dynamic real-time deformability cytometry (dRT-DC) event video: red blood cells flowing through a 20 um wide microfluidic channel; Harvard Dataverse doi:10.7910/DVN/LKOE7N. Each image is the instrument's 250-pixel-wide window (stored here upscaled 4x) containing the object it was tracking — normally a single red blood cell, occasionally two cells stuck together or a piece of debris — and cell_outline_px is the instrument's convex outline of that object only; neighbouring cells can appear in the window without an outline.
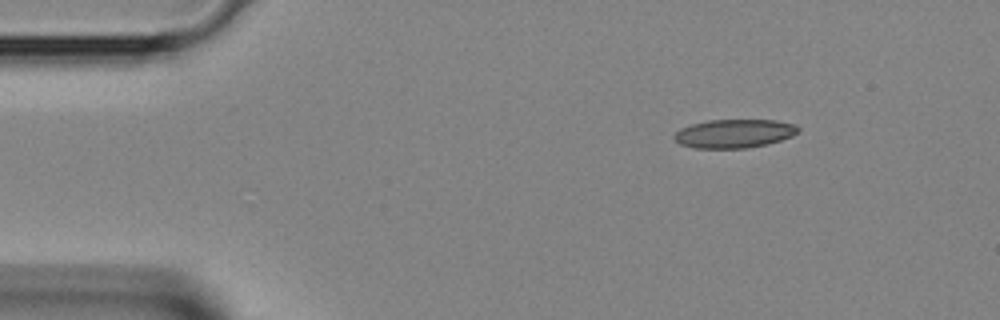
{"species": "Egyptian fruit bat (a non-hibernating species)", "species_latin": "Rousettus aegyptiacus", "temperature_condition": "room temperature", "stored_images_in_passage": 2, "camera_frame_rate_fps": 3000, "um_per_image_px": 0.085, "animal": {"sex": "female"}, "frame": {"image": 1, "passage_image": 1, "time_ms": 0.0, "image_size_px": [1000, 320], "cell_outline_px": [[800, 128], [792, 136], [780, 140], [748, 148], [692, 148], [680, 144], [672, 136], [680, 128], [692, 124], [708, 120], [776, 120], [796, 124]], "centroid_in_image_um": [62.39, 11.35], "position_along_channel_um": 22.6, "area_um2": 20.63}}
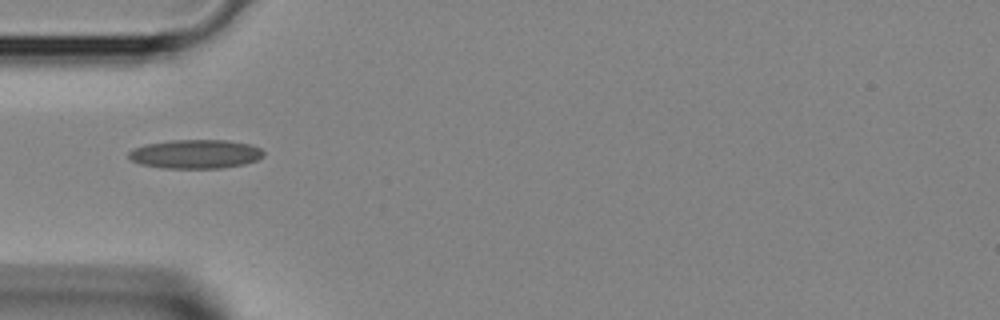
{"frame": {"image": 2, "passage_image": 2, "time_ms": 0.333, "image_size_px": [1000, 320], "cell_outline_px": [[264, 156], [256, 160], [244, 164], [220, 168], [164, 168], [140, 164], [132, 160], [128, 156], [128, 152], [132, 148], [144, 144], [172, 140], [228, 140], [252, 144], [260, 148], [264, 152]], "centroid_in_image_um": [16.61, 13.08], "position_along_channel_um": 68.4, "area_um2": 22.89}}